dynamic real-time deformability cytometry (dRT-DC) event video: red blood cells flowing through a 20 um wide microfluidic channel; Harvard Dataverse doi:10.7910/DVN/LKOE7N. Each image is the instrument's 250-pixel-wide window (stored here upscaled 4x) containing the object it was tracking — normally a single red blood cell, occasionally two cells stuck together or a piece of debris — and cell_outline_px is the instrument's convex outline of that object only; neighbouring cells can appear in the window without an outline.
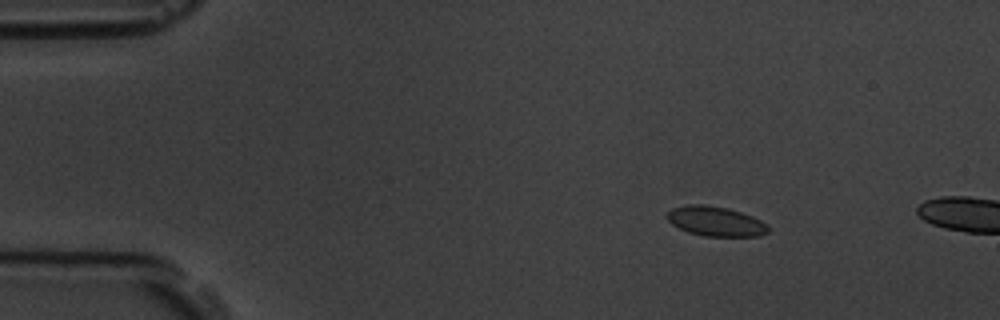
{"species": "common noctule bat (a hibernating species)", "species_latin": "Nyctalus noctula", "temperature_condition": "room temperature", "stored_images_in_passage": 4, "camera_frame_rate_fps": 3000, "um_per_image_px": 0.085, "animal": {"sex": "male", "body_mass_g": 19.5, "forearm_length_mm": 54.6}, "frame": {"image": 1, "passage_image": 3, "time_ms": 2.333, "image_size_px": [1000, 320], "cell_outline_px": [[768, 232], [760, 236], [704, 236], [688, 232], [672, 224], [664, 216], [672, 208], [688, 204], [704, 204], [728, 208], [752, 216], [768, 224]], "centroid_in_image_um": [60.81, 18.8], "position_along_channel_um": 24.2, "area_um2": 17.57}}